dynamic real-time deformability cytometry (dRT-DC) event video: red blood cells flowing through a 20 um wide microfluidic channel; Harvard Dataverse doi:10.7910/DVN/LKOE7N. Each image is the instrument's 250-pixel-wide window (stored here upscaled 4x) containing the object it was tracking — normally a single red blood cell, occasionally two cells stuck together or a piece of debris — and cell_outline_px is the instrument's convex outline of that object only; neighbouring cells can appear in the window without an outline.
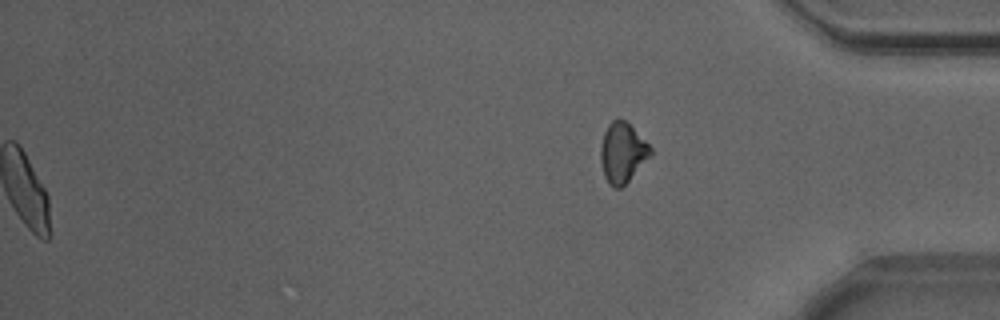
{"species": "Egyptian fruit bat (a non-hibernating species)", "species_latin": "Rousettus aegyptiacus", "temperature_condition": "warm", "stored_images_in_passage": 54, "segment_of_instrument_passage": [2, 2], "camera_frame_rate_fps": 3000, "um_per_image_px": 0.085, "animal": {"sex": "male"}, "frame": {"image": 1, "passage_image": 54, "time_ms": 17.667, "image_size_px": [1000, 320], "cell_outline_px": [[652, 156], [620, 188], [612, 188], [608, 184], [604, 176], [600, 160], [600, 148], [604, 132], [608, 124], [616, 116], [620, 116], [652, 148]], "centroid_in_image_um": [52.89, 12.97], "position_along_channel_um": 382.3, "area_um2": 17.51}}